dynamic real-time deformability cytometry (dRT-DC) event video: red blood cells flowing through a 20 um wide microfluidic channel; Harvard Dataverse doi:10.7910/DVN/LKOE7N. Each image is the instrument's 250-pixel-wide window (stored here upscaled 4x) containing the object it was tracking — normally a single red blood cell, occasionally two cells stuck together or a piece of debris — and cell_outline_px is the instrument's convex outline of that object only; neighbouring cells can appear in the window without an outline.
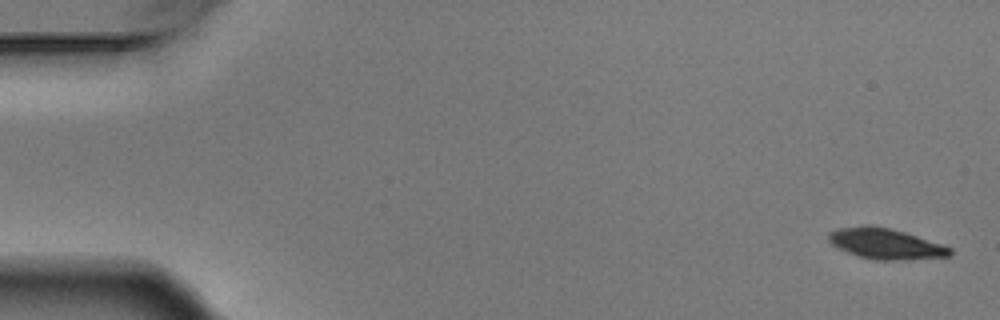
{"species": "Egyptian fruit bat (a non-hibernating species)", "species_latin": "Rousettus aegyptiacus", "temperature_condition": "warm", "stored_images_in_passage": 6, "camera_frame_rate_fps": 3000, "um_per_image_px": 0.085, "animal": {"sex": "male"}, "frame": {"image": 1, "passage_image": 1, "time_ms": 0.0, "image_size_px": [1000, 320], "cell_outline_px": [[952, 256], [904, 260], [876, 260], [856, 256], [836, 248], [828, 240], [828, 236], [836, 228], [860, 224], [868, 224], [888, 228], [904, 232], [944, 244], [952, 248]], "centroid_in_image_um": [75.27, 20.71], "position_along_channel_um": 9.7, "area_um2": 22.08}}
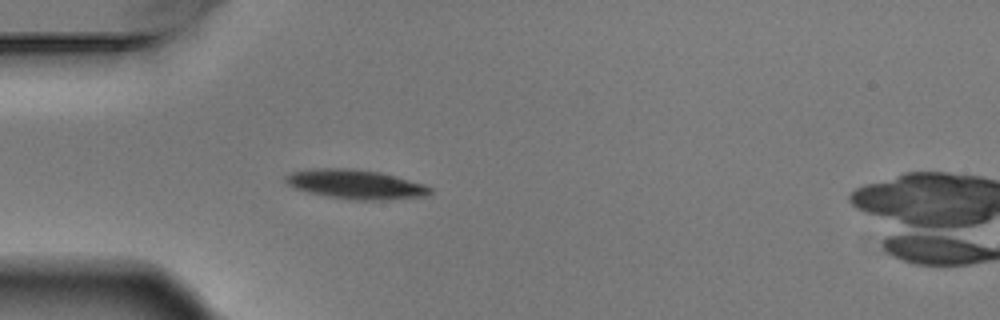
{"frame": {"image": 2, "passage_image": 5, "time_ms": 1.333, "image_size_px": [1000, 320], "cell_outline_px": [[432, 192], [424, 196], [388, 200], [348, 200], [308, 192], [296, 188], [288, 184], [284, 180], [284, 176], [292, 172], [320, 168], [344, 168], [380, 172], [424, 184], [432, 188]], "centroid_in_image_um": [30.24, 15.68], "position_along_channel_um": 54.8, "area_um2": 24.51}}